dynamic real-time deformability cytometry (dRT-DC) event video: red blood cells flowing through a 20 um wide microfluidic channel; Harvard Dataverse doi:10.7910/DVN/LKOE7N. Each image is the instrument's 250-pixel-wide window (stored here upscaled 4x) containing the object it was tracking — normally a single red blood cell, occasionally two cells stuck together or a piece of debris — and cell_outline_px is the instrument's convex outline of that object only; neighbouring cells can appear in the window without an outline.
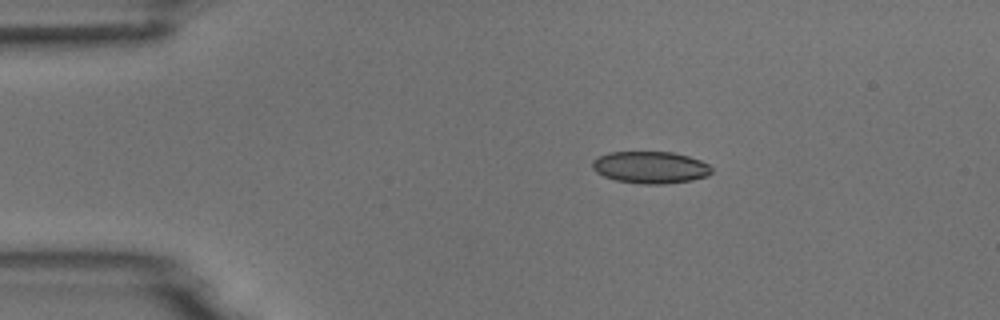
{"species": "common noctule bat (a hibernating species)", "species_latin": "Nyctalus noctula", "temperature_condition": "room temperature", "stored_images_in_passage": 5, "camera_frame_rate_fps": 3000, "um_per_image_px": 0.085, "animal": {"sex": "male", "body_mass_g": 18.8}, "frame": {"image": 1, "passage_image": 1, "time_ms": 0.0, "image_size_px": [1000, 320], "cell_outline_px": [[712, 172], [708, 176], [692, 180], [664, 184], [644, 184], [616, 180], [604, 176], [596, 172], [592, 168], [592, 160], [608, 152], [672, 152], [688, 156], [700, 160], [708, 164], [712, 168]], "centroid_in_image_um": [55.29, 14.22], "position_along_channel_um": 29.7, "area_um2": 22.25}}
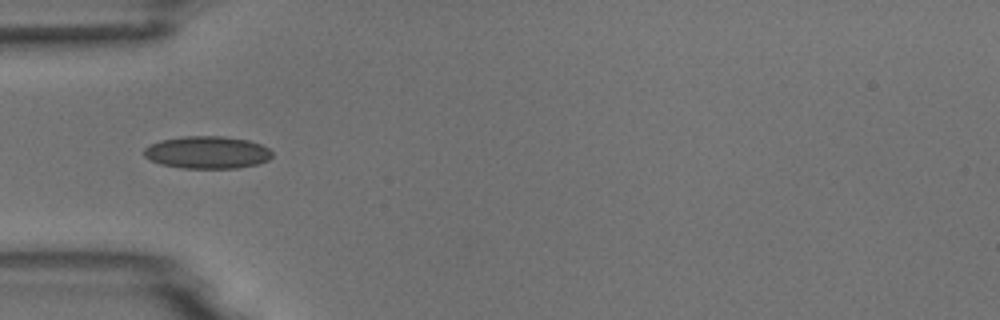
{"frame": {"image": 2, "passage_image": 3, "time_ms": 2.333, "image_size_px": [1000, 320], "cell_outline_px": [[272, 156], [268, 160], [256, 164], [236, 168], [184, 168], [160, 164], [144, 156], [144, 148], [160, 140], [184, 136], [224, 136], [248, 140], [260, 144], [268, 148], [272, 152]], "centroid_in_image_um": [17.62, 12.95], "position_along_channel_um": 67.4, "area_um2": 24.1}}